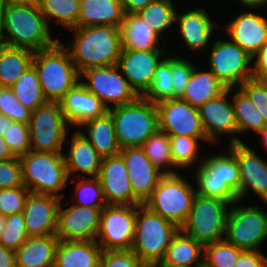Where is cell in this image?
I'll use <instances>...</instances> for the list:
<instances>
[{
  "instance_id": "cell-1",
  "label": "cell",
  "mask_w": 267,
  "mask_h": 267,
  "mask_svg": "<svg viewBox=\"0 0 267 267\" xmlns=\"http://www.w3.org/2000/svg\"><path fill=\"white\" fill-rule=\"evenodd\" d=\"M50 28L36 0L7 3L0 44L37 52L59 41L51 36Z\"/></svg>"
},
{
  "instance_id": "cell-2",
  "label": "cell",
  "mask_w": 267,
  "mask_h": 267,
  "mask_svg": "<svg viewBox=\"0 0 267 267\" xmlns=\"http://www.w3.org/2000/svg\"><path fill=\"white\" fill-rule=\"evenodd\" d=\"M74 40L61 44L68 50L79 74L93 67L117 65L122 52L119 27L86 26L70 29Z\"/></svg>"
},
{
  "instance_id": "cell-3",
  "label": "cell",
  "mask_w": 267,
  "mask_h": 267,
  "mask_svg": "<svg viewBox=\"0 0 267 267\" xmlns=\"http://www.w3.org/2000/svg\"><path fill=\"white\" fill-rule=\"evenodd\" d=\"M32 65L49 102H59L81 80L68 50L60 40L51 47L35 52Z\"/></svg>"
},
{
  "instance_id": "cell-4",
  "label": "cell",
  "mask_w": 267,
  "mask_h": 267,
  "mask_svg": "<svg viewBox=\"0 0 267 267\" xmlns=\"http://www.w3.org/2000/svg\"><path fill=\"white\" fill-rule=\"evenodd\" d=\"M225 154L204 157L196 167V193L216 197L230 204L239 200L240 174L235 155L227 148Z\"/></svg>"
},
{
  "instance_id": "cell-5",
  "label": "cell",
  "mask_w": 267,
  "mask_h": 267,
  "mask_svg": "<svg viewBox=\"0 0 267 267\" xmlns=\"http://www.w3.org/2000/svg\"><path fill=\"white\" fill-rule=\"evenodd\" d=\"M108 111L114 121L115 135L120 149L141 147L159 130L157 106L142 96Z\"/></svg>"
},
{
  "instance_id": "cell-6",
  "label": "cell",
  "mask_w": 267,
  "mask_h": 267,
  "mask_svg": "<svg viewBox=\"0 0 267 267\" xmlns=\"http://www.w3.org/2000/svg\"><path fill=\"white\" fill-rule=\"evenodd\" d=\"M179 230L176 224L151 211L144 204L138 205L131 250L146 265L161 262Z\"/></svg>"
},
{
  "instance_id": "cell-7",
  "label": "cell",
  "mask_w": 267,
  "mask_h": 267,
  "mask_svg": "<svg viewBox=\"0 0 267 267\" xmlns=\"http://www.w3.org/2000/svg\"><path fill=\"white\" fill-rule=\"evenodd\" d=\"M19 160L24 186L30 192L63 199L69 180L63 153L30 150Z\"/></svg>"
},
{
  "instance_id": "cell-8",
  "label": "cell",
  "mask_w": 267,
  "mask_h": 267,
  "mask_svg": "<svg viewBox=\"0 0 267 267\" xmlns=\"http://www.w3.org/2000/svg\"><path fill=\"white\" fill-rule=\"evenodd\" d=\"M195 194L196 187L179 172L164 174L144 205L181 228L187 219Z\"/></svg>"
},
{
  "instance_id": "cell-9",
  "label": "cell",
  "mask_w": 267,
  "mask_h": 267,
  "mask_svg": "<svg viewBox=\"0 0 267 267\" xmlns=\"http://www.w3.org/2000/svg\"><path fill=\"white\" fill-rule=\"evenodd\" d=\"M230 203L216 197L195 194L187 219L180 228L203 246L225 237Z\"/></svg>"
},
{
  "instance_id": "cell-10",
  "label": "cell",
  "mask_w": 267,
  "mask_h": 267,
  "mask_svg": "<svg viewBox=\"0 0 267 267\" xmlns=\"http://www.w3.org/2000/svg\"><path fill=\"white\" fill-rule=\"evenodd\" d=\"M231 203L226 219L224 239L242 250H260L267 240V212L258 207Z\"/></svg>"
},
{
  "instance_id": "cell-11",
  "label": "cell",
  "mask_w": 267,
  "mask_h": 267,
  "mask_svg": "<svg viewBox=\"0 0 267 267\" xmlns=\"http://www.w3.org/2000/svg\"><path fill=\"white\" fill-rule=\"evenodd\" d=\"M70 127L59 102L48 101L38 106L31 112L29 123L31 150L64 153L63 144Z\"/></svg>"
},
{
  "instance_id": "cell-12",
  "label": "cell",
  "mask_w": 267,
  "mask_h": 267,
  "mask_svg": "<svg viewBox=\"0 0 267 267\" xmlns=\"http://www.w3.org/2000/svg\"><path fill=\"white\" fill-rule=\"evenodd\" d=\"M211 46L210 70L227 89L239 87L245 80L253 78L252 57L238 44L231 39H218Z\"/></svg>"
},
{
  "instance_id": "cell-13",
  "label": "cell",
  "mask_w": 267,
  "mask_h": 267,
  "mask_svg": "<svg viewBox=\"0 0 267 267\" xmlns=\"http://www.w3.org/2000/svg\"><path fill=\"white\" fill-rule=\"evenodd\" d=\"M82 77L85 81L80 80L81 83L108 109L133 102L139 97L117 65L87 69L80 74V79Z\"/></svg>"
},
{
  "instance_id": "cell-14",
  "label": "cell",
  "mask_w": 267,
  "mask_h": 267,
  "mask_svg": "<svg viewBox=\"0 0 267 267\" xmlns=\"http://www.w3.org/2000/svg\"><path fill=\"white\" fill-rule=\"evenodd\" d=\"M138 205H106L101 212L97 244L106 250H130Z\"/></svg>"
},
{
  "instance_id": "cell-15",
  "label": "cell",
  "mask_w": 267,
  "mask_h": 267,
  "mask_svg": "<svg viewBox=\"0 0 267 267\" xmlns=\"http://www.w3.org/2000/svg\"><path fill=\"white\" fill-rule=\"evenodd\" d=\"M159 130L169 136L206 138L198 108L180 98L156 103Z\"/></svg>"
},
{
  "instance_id": "cell-16",
  "label": "cell",
  "mask_w": 267,
  "mask_h": 267,
  "mask_svg": "<svg viewBox=\"0 0 267 267\" xmlns=\"http://www.w3.org/2000/svg\"><path fill=\"white\" fill-rule=\"evenodd\" d=\"M231 94L230 88L219 96L207 100L198 107L201 123L205 131L207 142L216 143L220 136H232L229 144L243 143L235 136L238 133L233 103L227 98Z\"/></svg>"
},
{
  "instance_id": "cell-17",
  "label": "cell",
  "mask_w": 267,
  "mask_h": 267,
  "mask_svg": "<svg viewBox=\"0 0 267 267\" xmlns=\"http://www.w3.org/2000/svg\"><path fill=\"white\" fill-rule=\"evenodd\" d=\"M58 207L56 236L59 240H96L103 208H91L73 204Z\"/></svg>"
},
{
  "instance_id": "cell-18",
  "label": "cell",
  "mask_w": 267,
  "mask_h": 267,
  "mask_svg": "<svg viewBox=\"0 0 267 267\" xmlns=\"http://www.w3.org/2000/svg\"><path fill=\"white\" fill-rule=\"evenodd\" d=\"M167 53L165 50L122 49L117 67L135 92L142 96L150 87L155 70Z\"/></svg>"
},
{
  "instance_id": "cell-19",
  "label": "cell",
  "mask_w": 267,
  "mask_h": 267,
  "mask_svg": "<svg viewBox=\"0 0 267 267\" xmlns=\"http://www.w3.org/2000/svg\"><path fill=\"white\" fill-rule=\"evenodd\" d=\"M228 149L235 155L239 168V201L247 196L249 190L267 204V161L244 142L229 144Z\"/></svg>"
},
{
  "instance_id": "cell-20",
  "label": "cell",
  "mask_w": 267,
  "mask_h": 267,
  "mask_svg": "<svg viewBox=\"0 0 267 267\" xmlns=\"http://www.w3.org/2000/svg\"><path fill=\"white\" fill-rule=\"evenodd\" d=\"M98 178L108 205H141L134 197L128 170L120 154L102 159Z\"/></svg>"
},
{
  "instance_id": "cell-21",
  "label": "cell",
  "mask_w": 267,
  "mask_h": 267,
  "mask_svg": "<svg viewBox=\"0 0 267 267\" xmlns=\"http://www.w3.org/2000/svg\"><path fill=\"white\" fill-rule=\"evenodd\" d=\"M119 154L127 167L134 197L144 204L164 173L151 162L141 147H126L120 149Z\"/></svg>"
},
{
  "instance_id": "cell-22",
  "label": "cell",
  "mask_w": 267,
  "mask_h": 267,
  "mask_svg": "<svg viewBox=\"0 0 267 267\" xmlns=\"http://www.w3.org/2000/svg\"><path fill=\"white\" fill-rule=\"evenodd\" d=\"M60 201L52 195L29 191L23 210L28 237L56 234Z\"/></svg>"
},
{
  "instance_id": "cell-23",
  "label": "cell",
  "mask_w": 267,
  "mask_h": 267,
  "mask_svg": "<svg viewBox=\"0 0 267 267\" xmlns=\"http://www.w3.org/2000/svg\"><path fill=\"white\" fill-rule=\"evenodd\" d=\"M225 28L228 39L251 57L267 42V18L253 11H242Z\"/></svg>"
},
{
  "instance_id": "cell-24",
  "label": "cell",
  "mask_w": 267,
  "mask_h": 267,
  "mask_svg": "<svg viewBox=\"0 0 267 267\" xmlns=\"http://www.w3.org/2000/svg\"><path fill=\"white\" fill-rule=\"evenodd\" d=\"M59 104L65 119L71 127L77 129L84 122L103 116L108 111L103 102L88 91L81 81L63 96Z\"/></svg>"
},
{
  "instance_id": "cell-25",
  "label": "cell",
  "mask_w": 267,
  "mask_h": 267,
  "mask_svg": "<svg viewBox=\"0 0 267 267\" xmlns=\"http://www.w3.org/2000/svg\"><path fill=\"white\" fill-rule=\"evenodd\" d=\"M177 23L182 41L194 52L204 51L213 36L215 27H219L202 7L179 13L176 11Z\"/></svg>"
},
{
  "instance_id": "cell-26",
  "label": "cell",
  "mask_w": 267,
  "mask_h": 267,
  "mask_svg": "<svg viewBox=\"0 0 267 267\" xmlns=\"http://www.w3.org/2000/svg\"><path fill=\"white\" fill-rule=\"evenodd\" d=\"M69 154H63L68 177L79 172L85 176L98 177L102 157L79 129L70 137ZM67 155V156H66Z\"/></svg>"
},
{
  "instance_id": "cell-27",
  "label": "cell",
  "mask_w": 267,
  "mask_h": 267,
  "mask_svg": "<svg viewBox=\"0 0 267 267\" xmlns=\"http://www.w3.org/2000/svg\"><path fill=\"white\" fill-rule=\"evenodd\" d=\"M102 248L95 240H59L57 267H99Z\"/></svg>"
},
{
  "instance_id": "cell-28",
  "label": "cell",
  "mask_w": 267,
  "mask_h": 267,
  "mask_svg": "<svg viewBox=\"0 0 267 267\" xmlns=\"http://www.w3.org/2000/svg\"><path fill=\"white\" fill-rule=\"evenodd\" d=\"M59 238L56 234L28 237L15 251L16 267H51L55 265Z\"/></svg>"
},
{
  "instance_id": "cell-29",
  "label": "cell",
  "mask_w": 267,
  "mask_h": 267,
  "mask_svg": "<svg viewBox=\"0 0 267 267\" xmlns=\"http://www.w3.org/2000/svg\"><path fill=\"white\" fill-rule=\"evenodd\" d=\"M78 27H119L124 16L122 0H80Z\"/></svg>"
},
{
  "instance_id": "cell-30",
  "label": "cell",
  "mask_w": 267,
  "mask_h": 267,
  "mask_svg": "<svg viewBox=\"0 0 267 267\" xmlns=\"http://www.w3.org/2000/svg\"><path fill=\"white\" fill-rule=\"evenodd\" d=\"M79 128H86L85 132L79 130L80 133L85 136L102 158L119 154L120 147L115 135L114 121L109 111L103 116L84 122Z\"/></svg>"
},
{
  "instance_id": "cell-31",
  "label": "cell",
  "mask_w": 267,
  "mask_h": 267,
  "mask_svg": "<svg viewBox=\"0 0 267 267\" xmlns=\"http://www.w3.org/2000/svg\"><path fill=\"white\" fill-rule=\"evenodd\" d=\"M119 30L123 49L161 50L158 43L162 38L136 14H124Z\"/></svg>"
},
{
  "instance_id": "cell-32",
  "label": "cell",
  "mask_w": 267,
  "mask_h": 267,
  "mask_svg": "<svg viewBox=\"0 0 267 267\" xmlns=\"http://www.w3.org/2000/svg\"><path fill=\"white\" fill-rule=\"evenodd\" d=\"M203 255L204 246L179 230L168 246L162 262L174 267H203Z\"/></svg>"
},
{
  "instance_id": "cell-33",
  "label": "cell",
  "mask_w": 267,
  "mask_h": 267,
  "mask_svg": "<svg viewBox=\"0 0 267 267\" xmlns=\"http://www.w3.org/2000/svg\"><path fill=\"white\" fill-rule=\"evenodd\" d=\"M226 89L210 69L199 71L194 66L189 83L180 99L198 108L207 100L219 96Z\"/></svg>"
},
{
  "instance_id": "cell-34",
  "label": "cell",
  "mask_w": 267,
  "mask_h": 267,
  "mask_svg": "<svg viewBox=\"0 0 267 267\" xmlns=\"http://www.w3.org/2000/svg\"><path fill=\"white\" fill-rule=\"evenodd\" d=\"M35 52L0 44V87H11L32 66Z\"/></svg>"
},
{
  "instance_id": "cell-35",
  "label": "cell",
  "mask_w": 267,
  "mask_h": 267,
  "mask_svg": "<svg viewBox=\"0 0 267 267\" xmlns=\"http://www.w3.org/2000/svg\"><path fill=\"white\" fill-rule=\"evenodd\" d=\"M230 92H234V96L231 99L234 106L238 134L251 130V132L253 131L258 135L267 125L262 115L239 87L230 88Z\"/></svg>"
},
{
  "instance_id": "cell-36",
  "label": "cell",
  "mask_w": 267,
  "mask_h": 267,
  "mask_svg": "<svg viewBox=\"0 0 267 267\" xmlns=\"http://www.w3.org/2000/svg\"><path fill=\"white\" fill-rule=\"evenodd\" d=\"M40 11L47 20L48 25H52L51 19L55 23L73 29L78 27V17L80 14V0H36Z\"/></svg>"
},
{
  "instance_id": "cell-37",
  "label": "cell",
  "mask_w": 267,
  "mask_h": 267,
  "mask_svg": "<svg viewBox=\"0 0 267 267\" xmlns=\"http://www.w3.org/2000/svg\"><path fill=\"white\" fill-rule=\"evenodd\" d=\"M15 97L29 110L47 103L36 69L29 67L11 87Z\"/></svg>"
},
{
  "instance_id": "cell-38",
  "label": "cell",
  "mask_w": 267,
  "mask_h": 267,
  "mask_svg": "<svg viewBox=\"0 0 267 267\" xmlns=\"http://www.w3.org/2000/svg\"><path fill=\"white\" fill-rule=\"evenodd\" d=\"M141 148L161 172L164 174L177 173L178 168L172 160L170 137L167 133L158 130L142 144Z\"/></svg>"
},
{
  "instance_id": "cell-39",
  "label": "cell",
  "mask_w": 267,
  "mask_h": 267,
  "mask_svg": "<svg viewBox=\"0 0 267 267\" xmlns=\"http://www.w3.org/2000/svg\"><path fill=\"white\" fill-rule=\"evenodd\" d=\"M176 11L172 0H154L136 15L161 37L175 23Z\"/></svg>"
},
{
  "instance_id": "cell-40",
  "label": "cell",
  "mask_w": 267,
  "mask_h": 267,
  "mask_svg": "<svg viewBox=\"0 0 267 267\" xmlns=\"http://www.w3.org/2000/svg\"><path fill=\"white\" fill-rule=\"evenodd\" d=\"M171 154L174 165L179 169H187V167H192L193 164L198 166L204 157L199 159L200 151V140L207 141L206 138H196L187 136H169Z\"/></svg>"
},
{
  "instance_id": "cell-41",
  "label": "cell",
  "mask_w": 267,
  "mask_h": 267,
  "mask_svg": "<svg viewBox=\"0 0 267 267\" xmlns=\"http://www.w3.org/2000/svg\"><path fill=\"white\" fill-rule=\"evenodd\" d=\"M143 98L158 103L162 100L174 98V87L171 75V55L168 54L158 64L153 80Z\"/></svg>"
},
{
  "instance_id": "cell-42",
  "label": "cell",
  "mask_w": 267,
  "mask_h": 267,
  "mask_svg": "<svg viewBox=\"0 0 267 267\" xmlns=\"http://www.w3.org/2000/svg\"><path fill=\"white\" fill-rule=\"evenodd\" d=\"M243 250L225 239L204 246V267H234Z\"/></svg>"
},
{
  "instance_id": "cell-43",
  "label": "cell",
  "mask_w": 267,
  "mask_h": 267,
  "mask_svg": "<svg viewBox=\"0 0 267 267\" xmlns=\"http://www.w3.org/2000/svg\"><path fill=\"white\" fill-rule=\"evenodd\" d=\"M74 186V198L67 203L76 200L73 204L91 208H104L107 205L98 177H81Z\"/></svg>"
},
{
  "instance_id": "cell-44",
  "label": "cell",
  "mask_w": 267,
  "mask_h": 267,
  "mask_svg": "<svg viewBox=\"0 0 267 267\" xmlns=\"http://www.w3.org/2000/svg\"><path fill=\"white\" fill-rule=\"evenodd\" d=\"M6 223L0 235V244L16 251L27 239L28 234L23 212L5 216Z\"/></svg>"
},
{
  "instance_id": "cell-45",
  "label": "cell",
  "mask_w": 267,
  "mask_h": 267,
  "mask_svg": "<svg viewBox=\"0 0 267 267\" xmlns=\"http://www.w3.org/2000/svg\"><path fill=\"white\" fill-rule=\"evenodd\" d=\"M31 112L15 97L10 87H0V114L13 122L29 124Z\"/></svg>"
},
{
  "instance_id": "cell-46",
  "label": "cell",
  "mask_w": 267,
  "mask_h": 267,
  "mask_svg": "<svg viewBox=\"0 0 267 267\" xmlns=\"http://www.w3.org/2000/svg\"><path fill=\"white\" fill-rule=\"evenodd\" d=\"M3 138L16 157H20L31 150L29 124L12 122L3 133Z\"/></svg>"
},
{
  "instance_id": "cell-47",
  "label": "cell",
  "mask_w": 267,
  "mask_h": 267,
  "mask_svg": "<svg viewBox=\"0 0 267 267\" xmlns=\"http://www.w3.org/2000/svg\"><path fill=\"white\" fill-rule=\"evenodd\" d=\"M28 193L25 186L0 189V214L8 216L23 212Z\"/></svg>"
},
{
  "instance_id": "cell-48",
  "label": "cell",
  "mask_w": 267,
  "mask_h": 267,
  "mask_svg": "<svg viewBox=\"0 0 267 267\" xmlns=\"http://www.w3.org/2000/svg\"><path fill=\"white\" fill-rule=\"evenodd\" d=\"M193 62L184 57L171 55V75L174 87V98H180L187 87L194 68Z\"/></svg>"
},
{
  "instance_id": "cell-49",
  "label": "cell",
  "mask_w": 267,
  "mask_h": 267,
  "mask_svg": "<svg viewBox=\"0 0 267 267\" xmlns=\"http://www.w3.org/2000/svg\"><path fill=\"white\" fill-rule=\"evenodd\" d=\"M239 88L248 96L267 124V81L250 78Z\"/></svg>"
},
{
  "instance_id": "cell-50",
  "label": "cell",
  "mask_w": 267,
  "mask_h": 267,
  "mask_svg": "<svg viewBox=\"0 0 267 267\" xmlns=\"http://www.w3.org/2000/svg\"><path fill=\"white\" fill-rule=\"evenodd\" d=\"M146 264L130 250L102 251L99 267H145Z\"/></svg>"
},
{
  "instance_id": "cell-51",
  "label": "cell",
  "mask_w": 267,
  "mask_h": 267,
  "mask_svg": "<svg viewBox=\"0 0 267 267\" xmlns=\"http://www.w3.org/2000/svg\"><path fill=\"white\" fill-rule=\"evenodd\" d=\"M24 186L19 157L0 161V189Z\"/></svg>"
},
{
  "instance_id": "cell-52",
  "label": "cell",
  "mask_w": 267,
  "mask_h": 267,
  "mask_svg": "<svg viewBox=\"0 0 267 267\" xmlns=\"http://www.w3.org/2000/svg\"><path fill=\"white\" fill-rule=\"evenodd\" d=\"M234 267H267V256L260 250H243Z\"/></svg>"
},
{
  "instance_id": "cell-53",
  "label": "cell",
  "mask_w": 267,
  "mask_h": 267,
  "mask_svg": "<svg viewBox=\"0 0 267 267\" xmlns=\"http://www.w3.org/2000/svg\"><path fill=\"white\" fill-rule=\"evenodd\" d=\"M253 78L267 81V42L252 57Z\"/></svg>"
},
{
  "instance_id": "cell-54",
  "label": "cell",
  "mask_w": 267,
  "mask_h": 267,
  "mask_svg": "<svg viewBox=\"0 0 267 267\" xmlns=\"http://www.w3.org/2000/svg\"><path fill=\"white\" fill-rule=\"evenodd\" d=\"M154 0H122L124 14H136Z\"/></svg>"
},
{
  "instance_id": "cell-55",
  "label": "cell",
  "mask_w": 267,
  "mask_h": 267,
  "mask_svg": "<svg viewBox=\"0 0 267 267\" xmlns=\"http://www.w3.org/2000/svg\"><path fill=\"white\" fill-rule=\"evenodd\" d=\"M0 267H16L15 251L0 244Z\"/></svg>"
},
{
  "instance_id": "cell-56",
  "label": "cell",
  "mask_w": 267,
  "mask_h": 267,
  "mask_svg": "<svg viewBox=\"0 0 267 267\" xmlns=\"http://www.w3.org/2000/svg\"><path fill=\"white\" fill-rule=\"evenodd\" d=\"M12 158H16V156L10 150L3 136H0V161H6Z\"/></svg>"
},
{
  "instance_id": "cell-57",
  "label": "cell",
  "mask_w": 267,
  "mask_h": 267,
  "mask_svg": "<svg viewBox=\"0 0 267 267\" xmlns=\"http://www.w3.org/2000/svg\"><path fill=\"white\" fill-rule=\"evenodd\" d=\"M239 4L243 5L245 8H250L251 10L259 9L267 4V0H238Z\"/></svg>"
},
{
  "instance_id": "cell-58",
  "label": "cell",
  "mask_w": 267,
  "mask_h": 267,
  "mask_svg": "<svg viewBox=\"0 0 267 267\" xmlns=\"http://www.w3.org/2000/svg\"><path fill=\"white\" fill-rule=\"evenodd\" d=\"M12 122V120L0 114V136H3V133L6 132L8 125H10Z\"/></svg>"
},
{
  "instance_id": "cell-59",
  "label": "cell",
  "mask_w": 267,
  "mask_h": 267,
  "mask_svg": "<svg viewBox=\"0 0 267 267\" xmlns=\"http://www.w3.org/2000/svg\"><path fill=\"white\" fill-rule=\"evenodd\" d=\"M6 4L7 3L4 0H0V41H1V36H2L3 17H4Z\"/></svg>"
},
{
  "instance_id": "cell-60",
  "label": "cell",
  "mask_w": 267,
  "mask_h": 267,
  "mask_svg": "<svg viewBox=\"0 0 267 267\" xmlns=\"http://www.w3.org/2000/svg\"><path fill=\"white\" fill-rule=\"evenodd\" d=\"M258 134L261 137L260 139H262V145H264L267 150V125Z\"/></svg>"
},
{
  "instance_id": "cell-61",
  "label": "cell",
  "mask_w": 267,
  "mask_h": 267,
  "mask_svg": "<svg viewBox=\"0 0 267 267\" xmlns=\"http://www.w3.org/2000/svg\"><path fill=\"white\" fill-rule=\"evenodd\" d=\"M5 223H6L5 216L0 214V235H1L2 231L4 230Z\"/></svg>"
},
{
  "instance_id": "cell-62",
  "label": "cell",
  "mask_w": 267,
  "mask_h": 267,
  "mask_svg": "<svg viewBox=\"0 0 267 267\" xmlns=\"http://www.w3.org/2000/svg\"><path fill=\"white\" fill-rule=\"evenodd\" d=\"M152 267H174V266H170L167 264H164L162 261L161 262H157L151 265Z\"/></svg>"
},
{
  "instance_id": "cell-63",
  "label": "cell",
  "mask_w": 267,
  "mask_h": 267,
  "mask_svg": "<svg viewBox=\"0 0 267 267\" xmlns=\"http://www.w3.org/2000/svg\"><path fill=\"white\" fill-rule=\"evenodd\" d=\"M6 3H23L30 0H4Z\"/></svg>"
}]
</instances>
